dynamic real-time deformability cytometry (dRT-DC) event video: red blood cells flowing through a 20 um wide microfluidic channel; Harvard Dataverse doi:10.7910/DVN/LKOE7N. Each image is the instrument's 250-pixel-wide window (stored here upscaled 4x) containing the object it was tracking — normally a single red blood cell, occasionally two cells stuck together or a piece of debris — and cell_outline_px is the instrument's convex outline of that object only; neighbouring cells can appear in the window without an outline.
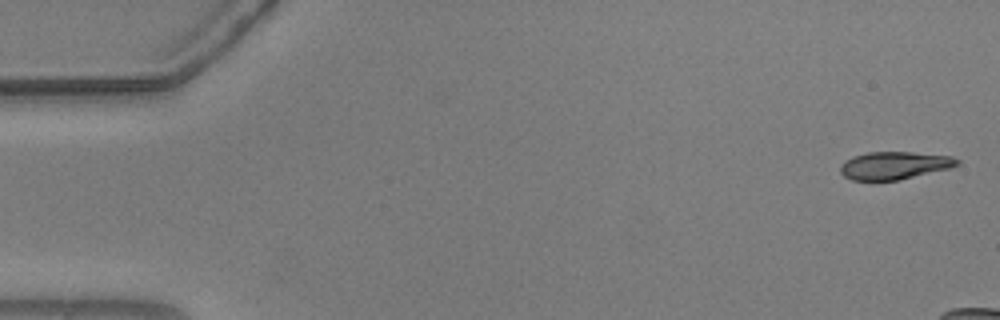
{"species": "common noctule bat (a hibernating species)", "species_latin": "Nyctalus noctula", "temperature_condition": "warm", "stored_images_in_passage": 4, "camera_frame_rate_fps": 3000, "um_per_image_px": 0.085, "animal": {"sex": "male", "body_mass_g": 20.5, "forearm_length_mm": 52.5}, "frame": {"image": 1, "passage_image": 1, "time_ms": 0.0, "image_size_px": [1000, 320], "cell_outline_px": [[960, 164], [948, 168], [900, 180], [852, 180], [844, 176], [840, 172], [840, 164], [844, 160], [852, 156], [868, 152], [912, 152], [952, 156], [960, 160]], "centroid_in_image_um": [75.99, 14.06], "position_along_channel_um": 9.0, "area_um2": 18.9}}